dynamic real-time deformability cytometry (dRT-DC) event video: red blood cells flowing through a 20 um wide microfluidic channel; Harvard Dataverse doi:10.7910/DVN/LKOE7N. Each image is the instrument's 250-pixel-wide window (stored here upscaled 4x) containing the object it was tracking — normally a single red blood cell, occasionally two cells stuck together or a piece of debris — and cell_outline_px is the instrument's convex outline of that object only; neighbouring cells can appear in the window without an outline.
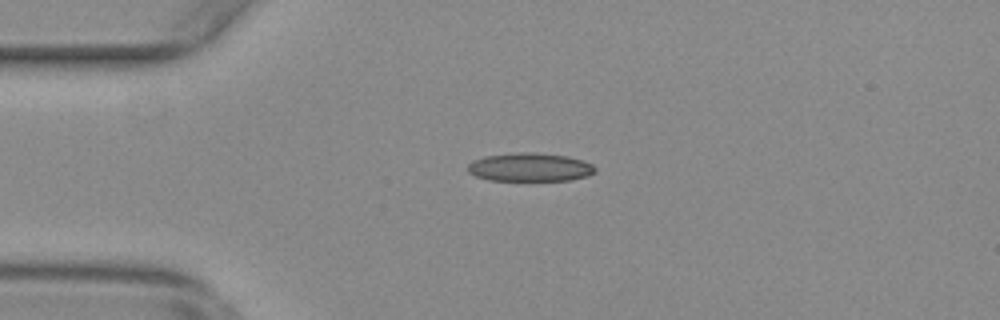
{"species": "common noctule bat (a hibernating species)", "species_latin": "Nyctalus noctula", "temperature_condition": "warm", "stored_images_in_passage": 40, "camera_frame_rate_fps": 3000, "um_per_image_px": 0.085, "animal": {"sex": "female", "body_mass_g": 29.2, "forearm_length_mm": 56.3}, "frame": {"image": 1, "passage_image": 6, "time_ms": 1.667, "image_size_px": [1000, 320], "cell_outline_px": [[596, 172], [588, 176], [572, 180], [488, 180], [476, 176], [468, 172], [468, 164], [472, 160], [484, 156], [520, 152], [532, 152], [568, 156], [584, 160], [592, 164], [596, 168]], "centroid_in_image_um": [45.06, 14.21], "position_along_channel_um": 39.9, "area_um2": 21.27}}
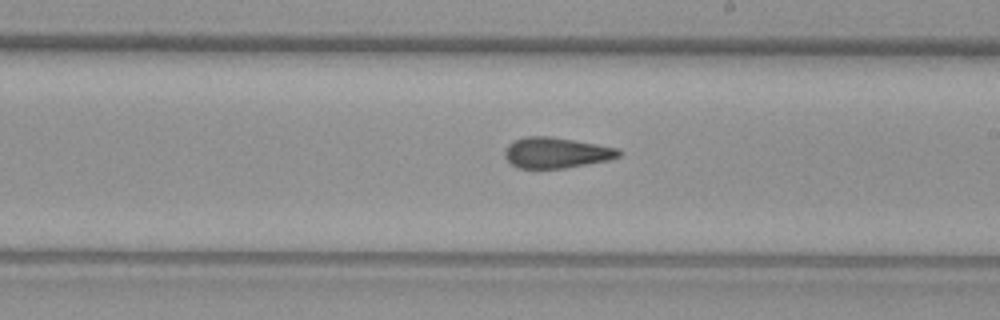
{"frame": {"image": 2, "passage_image": 24, "time_ms": 7.667, "image_size_px": [1000, 320], "cell_outline_px": [[620, 156], [608, 160], [564, 168], [516, 168], [504, 156], [504, 152], [508, 144], [512, 140], [524, 136], [548, 136], [596, 144], [616, 148], [620, 152]], "centroid_in_image_um": [47.21, 12.98], "position_along_channel_um": 241.8, "area_um2": 20.23}}
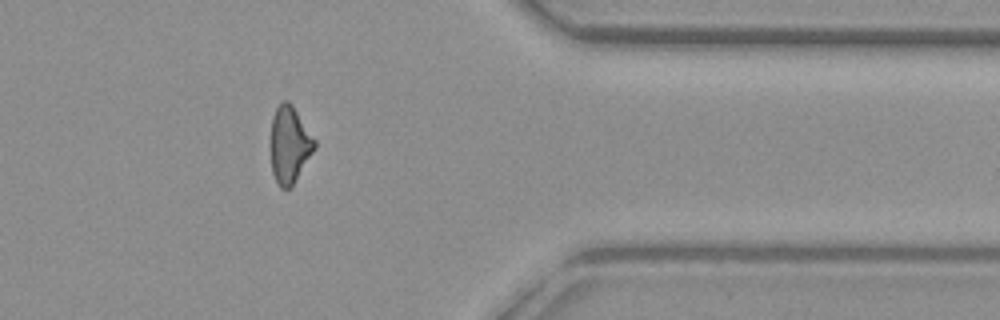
{"frame": {"image": 3, "passage_image": 37, "time_ms": 12.0, "image_size_px": [1000, 320], "cell_outline_px": [[316, 148], [292, 188], [280, 188], [272, 172], [268, 144], [272, 116], [276, 108], [284, 100], [288, 100], [292, 104], [316, 140]], "centroid_in_image_um": [24.58, 12.31], "position_along_channel_um": 386.8, "area_um2": 20.4}, "authors_computed_cell_mechanics": {"area_um2": 20.5479, "velocity_mm_per_s": 3.7909, "shape_relaxation_time_tau1_ms": 10.7536, "shape_relaxation_time_tau2_ms": 2.2621, "deformation_change_tau1": 0.2572, "deformation_change_tau2": 0.1199}}